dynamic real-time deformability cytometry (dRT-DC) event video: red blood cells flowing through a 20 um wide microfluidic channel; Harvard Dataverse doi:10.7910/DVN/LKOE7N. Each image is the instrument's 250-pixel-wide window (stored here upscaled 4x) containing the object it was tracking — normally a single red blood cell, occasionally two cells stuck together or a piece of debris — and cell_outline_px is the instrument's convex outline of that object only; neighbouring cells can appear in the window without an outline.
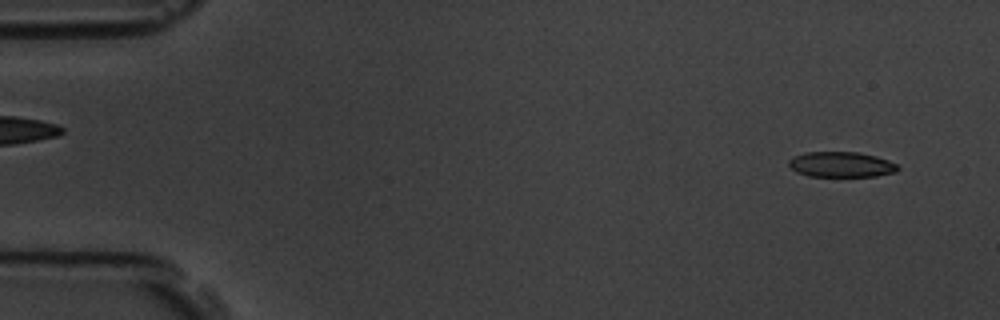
{"species": "common noctule bat (a hibernating species)", "species_latin": "Nyctalus noctula", "temperature_condition": "room temperature", "stored_images_in_passage": 5, "segment_of_instrument_passage": [2, 2], "camera_frame_rate_fps": 3000, "um_per_image_px": 0.085, "animal": {"sex": "male", "body_mass_g": 19.5, "forearm_length_mm": 54.6}, "frame": {"image": 1, "passage_image": 5, "time_ms": 5.667, "image_size_px": [1000, 320], "cell_outline_px": [[900, 168], [896, 172], [876, 176], [808, 176], [796, 172], [788, 164], [788, 160], [792, 156], [804, 152], [860, 152], [876, 156], [888, 160], [896, 164]], "centroid_in_image_um": [71.48, 13.97], "position_along_channel_um": 13.5, "area_um2": 16.24}}